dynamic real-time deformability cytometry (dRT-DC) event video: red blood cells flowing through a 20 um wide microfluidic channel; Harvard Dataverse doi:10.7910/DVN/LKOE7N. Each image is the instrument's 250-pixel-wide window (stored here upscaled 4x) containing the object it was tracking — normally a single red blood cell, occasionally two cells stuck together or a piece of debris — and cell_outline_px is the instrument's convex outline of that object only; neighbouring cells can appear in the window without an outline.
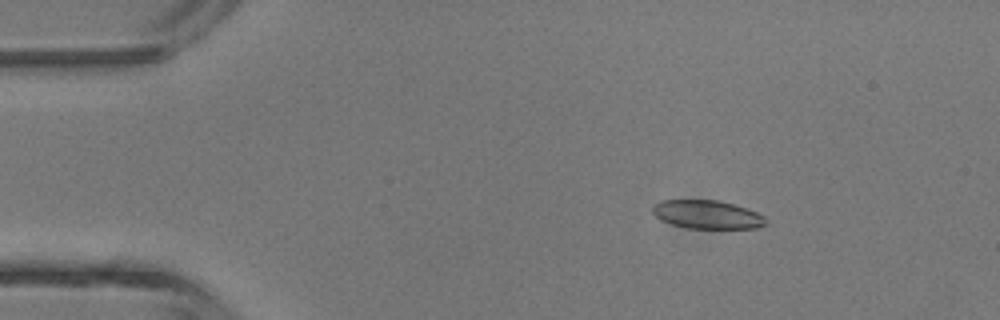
{"species": "common noctule bat (a hibernating species)", "species_latin": "Nyctalus noctula", "temperature_condition": "room temperature", "stored_images_in_passage": 5, "camera_frame_rate_fps": 3000, "um_per_image_px": 0.085, "animal": {"sex": "male", "body_mass_g": 13.3}, "frame": {"image": 1, "passage_image": 2, "time_ms": 1.0, "image_size_px": [1000, 320], "cell_outline_px": [[768, 224], [756, 228], [688, 228], [672, 224], [660, 220], [652, 212], [652, 208], [660, 200], [716, 200], [732, 204], [756, 212], [764, 216]], "centroid_in_image_um": [60.1, 18.24], "position_along_channel_um": 24.9, "area_um2": 18.61}}
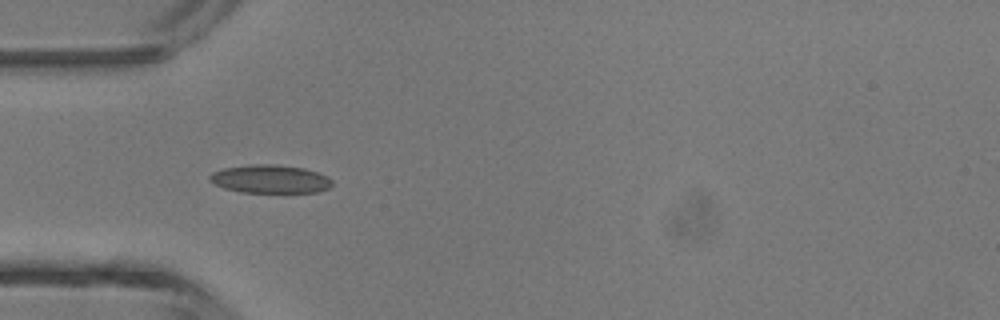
{"frame": {"image": 2, "passage_image": 4, "time_ms": 3.333, "image_size_px": [1000, 320], "cell_outline_px": [[332, 184], [328, 188], [316, 192], [240, 192], [224, 188], [208, 180], [208, 176], [212, 172], [224, 168], [248, 164], [272, 164], [304, 168], [328, 176], [332, 180]], "centroid_in_image_um": [22.94, 15.21], "position_along_channel_um": 62.1, "area_um2": 20.17}}
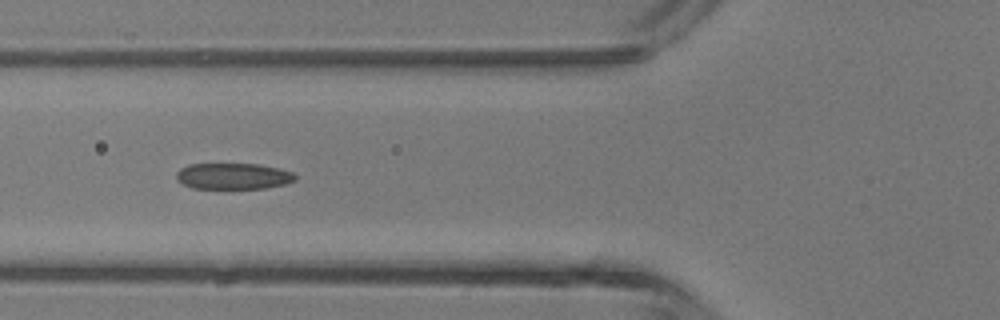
{"frame": {"image": 3, "passage_image": 5, "time_ms": 4.333, "image_size_px": [1000, 320], "cell_outline_px": [[296, 180], [284, 184], [264, 188], [192, 188], [176, 180], [176, 172], [180, 168], [188, 164], [256, 164], [276, 168], [292, 172], [296, 176]], "centroid_in_image_um": [19.78, 14.97], "position_along_channel_um": 106.0, "area_um2": 17.98}}